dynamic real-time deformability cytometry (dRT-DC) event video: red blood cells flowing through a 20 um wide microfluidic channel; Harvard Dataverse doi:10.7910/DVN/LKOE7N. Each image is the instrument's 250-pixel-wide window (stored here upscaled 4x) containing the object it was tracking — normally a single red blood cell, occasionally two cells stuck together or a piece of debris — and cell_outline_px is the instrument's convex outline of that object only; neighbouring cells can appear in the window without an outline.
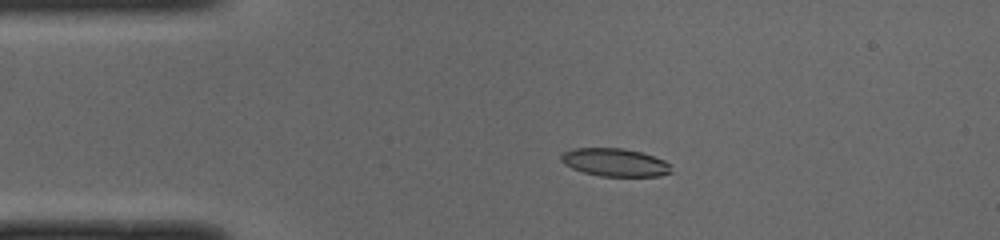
{"species": "common noctule bat (a hibernating species)", "species_latin": "Nyctalus noctula", "temperature_condition": "cold", "stored_images_in_passage": 41, "camera_frame_rate_fps": 3000, "um_per_image_px": 0.085, "animal": {"sex": "male", "body_mass_g": 19.0, "forearm_length_mm": 50.8}, "frame": {"image": 1, "passage_image": 1, "time_ms": 0.0, "image_size_px": [1000, 240], "cell_outline_px": [[672, 172], [660, 176], [600, 176], [584, 172], [572, 168], [564, 164], [560, 160], [560, 156], [564, 152], [572, 148], [624, 148], [640, 152], [664, 160], [668, 164]], "centroid_in_image_um": [52.23, 13.8], "position_along_channel_um": 32.8, "area_um2": 17.86}}
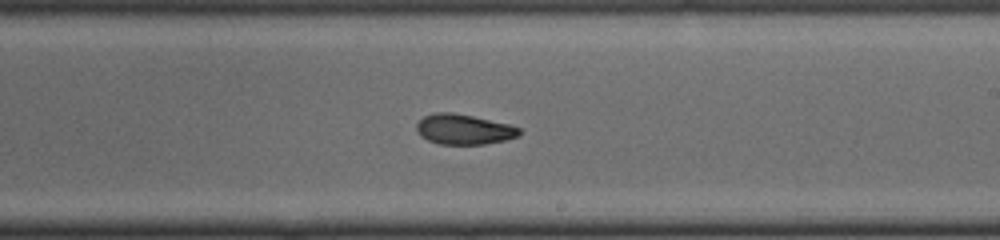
{"frame": {"image": 2, "passage_image": 20, "time_ms": 6.333, "image_size_px": [1000, 240], "cell_outline_px": [[520, 136], [504, 140], [484, 144], [440, 144], [428, 140], [420, 136], [416, 128], [416, 124], [424, 116], [436, 112], [452, 112], [472, 116], [508, 124], [520, 128]], "centroid_in_image_um": [39.41, 10.99], "position_along_channel_um": 249.6, "area_um2": 17.98}}
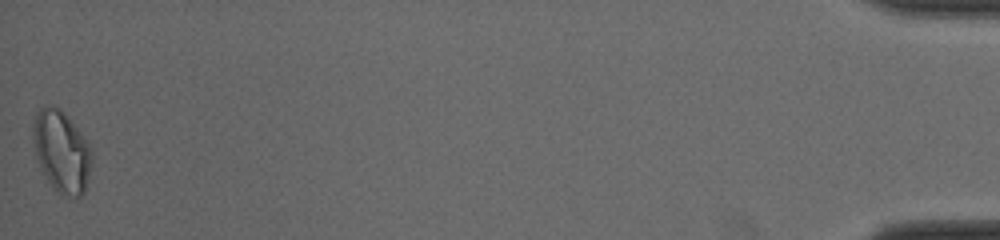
{"frame": {"image": 3, "passage_image": 41, "time_ms": 13.333, "image_size_px": [1000, 240], "cell_outline_px": [[92, 160], [88, 180], [84, 192], [80, 196], [72, 200], [60, 196], [52, 188], [36, 156], [32, 136], [32, 128], [36, 112], [44, 104], [52, 104], [60, 108], [88, 140], [92, 152]], "centroid_in_image_um": [5.24, 12.89], "position_along_channel_um": 430.0, "area_um2": 28.55}, "authors_computed_cell_mechanics": {"area_um2": 18.8428, "velocity_mm_per_s": 4.0109, "shape_relaxation_time_tau1_ms": null, "shape_relaxation_time_tau2_ms": 3.6461, "deformation_change_tau1": null, "deformation_change_tau2": 0.0901}}